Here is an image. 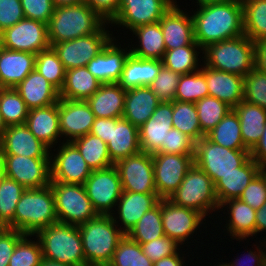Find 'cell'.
Wrapping results in <instances>:
<instances>
[{"instance_id":"cell-13","label":"cell","mask_w":266,"mask_h":266,"mask_svg":"<svg viewBox=\"0 0 266 266\" xmlns=\"http://www.w3.org/2000/svg\"><path fill=\"white\" fill-rule=\"evenodd\" d=\"M3 48L37 54L50 48L47 24L23 18L1 32Z\"/></svg>"},{"instance_id":"cell-47","label":"cell","mask_w":266,"mask_h":266,"mask_svg":"<svg viewBox=\"0 0 266 266\" xmlns=\"http://www.w3.org/2000/svg\"><path fill=\"white\" fill-rule=\"evenodd\" d=\"M35 69L60 92L65 82L66 69L52 47L36 54Z\"/></svg>"},{"instance_id":"cell-33","label":"cell","mask_w":266,"mask_h":266,"mask_svg":"<svg viewBox=\"0 0 266 266\" xmlns=\"http://www.w3.org/2000/svg\"><path fill=\"white\" fill-rule=\"evenodd\" d=\"M227 208V218L229 219L225 225L227 233L230 238L238 239L239 242L248 237L255 236V215L254 210L250 205L246 204L242 200L230 199L220 204L219 209ZM229 209V210H228ZM228 227V228H227Z\"/></svg>"},{"instance_id":"cell-70","label":"cell","mask_w":266,"mask_h":266,"mask_svg":"<svg viewBox=\"0 0 266 266\" xmlns=\"http://www.w3.org/2000/svg\"><path fill=\"white\" fill-rule=\"evenodd\" d=\"M5 129H6V125L4 124V122L2 120V116H1V112H0V137L3 135Z\"/></svg>"},{"instance_id":"cell-58","label":"cell","mask_w":266,"mask_h":266,"mask_svg":"<svg viewBox=\"0 0 266 266\" xmlns=\"http://www.w3.org/2000/svg\"><path fill=\"white\" fill-rule=\"evenodd\" d=\"M24 235L18 230L0 227V266H9L16 244Z\"/></svg>"},{"instance_id":"cell-41","label":"cell","mask_w":266,"mask_h":266,"mask_svg":"<svg viewBox=\"0 0 266 266\" xmlns=\"http://www.w3.org/2000/svg\"><path fill=\"white\" fill-rule=\"evenodd\" d=\"M244 34L253 42L266 38V0H242Z\"/></svg>"},{"instance_id":"cell-64","label":"cell","mask_w":266,"mask_h":266,"mask_svg":"<svg viewBox=\"0 0 266 266\" xmlns=\"http://www.w3.org/2000/svg\"><path fill=\"white\" fill-rule=\"evenodd\" d=\"M180 252H178L177 254L168 256V257H164L156 262L153 263V266H186L184 263V254L183 257H181L182 255H179ZM184 261V262H183Z\"/></svg>"},{"instance_id":"cell-63","label":"cell","mask_w":266,"mask_h":266,"mask_svg":"<svg viewBox=\"0 0 266 266\" xmlns=\"http://www.w3.org/2000/svg\"><path fill=\"white\" fill-rule=\"evenodd\" d=\"M255 68L266 74V38L254 42Z\"/></svg>"},{"instance_id":"cell-37","label":"cell","mask_w":266,"mask_h":266,"mask_svg":"<svg viewBox=\"0 0 266 266\" xmlns=\"http://www.w3.org/2000/svg\"><path fill=\"white\" fill-rule=\"evenodd\" d=\"M138 39L130 53L141 59L162 60L166 52L163 33L160 22L139 26L131 31Z\"/></svg>"},{"instance_id":"cell-25","label":"cell","mask_w":266,"mask_h":266,"mask_svg":"<svg viewBox=\"0 0 266 266\" xmlns=\"http://www.w3.org/2000/svg\"><path fill=\"white\" fill-rule=\"evenodd\" d=\"M209 96L215 97L234 108L243 100L244 77L202 65Z\"/></svg>"},{"instance_id":"cell-51","label":"cell","mask_w":266,"mask_h":266,"mask_svg":"<svg viewBox=\"0 0 266 266\" xmlns=\"http://www.w3.org/2000/svg\"><path fill=\"white\" fill-rule=\"evenodd\" d=\"M243 100L266 110V74L253 68L244 77Z\"/></svg>"},{"instance_id":"cell-26","label":"cell","mask_w":266,"mask_h":266,"mask_svg":"<svg viewBox=\"0 0 266 266\" xmlns=\"http://www.w3.org/2000/svg\"><path fill=\"white\" fill-rule=\"evenodd\" d=\"M109 157L117 161L141 152L139 128L124 118H111L110 141L107 143Z\"/></svg>"},{"instance_id":"cell-22","label":"cell","mask_w":266,"mask_h":266,"mask_svg":"<svg viewBox=\"0 0 266 266\" xmlns=\"http://www.w3.org/2000/svg\"><path fill=\"white\" fill-rule=\"evenodd\" d=\"M116 40L113 37L103 50L86 65V68L102 84L119 82L127 57L131 54L130 49L121 48V44L119 46Z\"/></svg>"},{"instance_id":"cell-2","label":"cell","mask_w":266,"mask_h":266,"mask_svg":"<svg viewBox=\"0 0 266 266\" xmlns=\"http://www.w3.org/2000/svg\"><path fill=\"white\" fill-rule=\"evenodd\" d=\"M112 215H98L78 226L88 266H107L125 233Z\"/></svg>"},{"instance_id":"cell-20","label":"cell","mask_w":266,"mask_h":266,"mask_svg":"<svg viewBox=\"0 0 266 266\" xmlns=\"http://www.w3.org/2000/svg\"><path fill=\"white\" fill-rule=\"evenodd\" d=\"M173 104L160 102L152 116L139 128L141 152L157 153L172 127Z\"/></svg>"},{"instance_id":"cell-49","label":"cell","mask_w":266,"mask_h":266,"mask_svg":"<svg viewBox=\"0 0 266 266\" xmlns=\"http://www.w3.org/2000/svg\"><path fill=\"white\" fill-rule=\"evenodd\" d=\"M206 96H209V91L205 74L201 70L181 75L175 93V100L196 103Z\"/></svg>"},{"instance_id":"cell-1","label":"cell","mask_w":266,"mask_h":266,"mask_svg":"<svg viewBox=\"0 0 266 266\" xmlns=\"http://www.w3.org/2000/svg\"><path fill=\"white\" fill-rule=\"evenodd\" d=\"M196 10L192 15L194 38L201 49L244 35L242 0L202 4Z\"/></svg>"},{"instance_id":"cell-40","label":"cell","mask_w":266,"mask_h":266,"mask_svg":"<svg viewBox=\"0 0 266 266\" xmlns=\"http://www.w3.org/2000/svg\"><path fill=\"white\" fill-rule=\"evenodd\" d=\"M200 48L195 41L191 45L166 50L162 58L163 66L180 75L196 72L201 69L199 66H202L198 63V56L201 53L199 51H203Z\"/></svg>"},{"instance_id":"cell-8","label":"cell","mask_w":266,"mask_h":266,"mask_svg":"<svg viewBox=\"0 0 266 266\" xmlns=\"http://www.w3.org/2000/svg\"><path fill=\"white\" fill-rule=\"evenodd\" d=\"M250 158L248 149H229L210 141L206 136L195 143L194 163L215 184L224 175L237 171Z\"/></svg>"},{"instance_id":"cell-12","label":"cell","mask_w":266,"mask_h":266,"mask_svg":"<svg viewBox=\"0 0 266 266\" xmlns=\"http://www.w3.org/2000/svg\"><path fill=\"white\" fill-rule=\"evenodd\" d=\"M195 155L153 153L155 188L161 199H168L180 186L194 164Z\"/></svg>"},{"instance_id":"cell-7","label":"cell","mask_w":266,"mask_h":266,"mask_svg":"<svg viewBox=\"0 0 266 266\" xmlns=\"http://www.w3.org/2000/svg\"><path fill=\"white\" fill-rule=\"evenodd\" d=\"M173 204L201 213L219 210L212 179L195 163L186 173L180 186L168 198Z\"/></svg>"},{"instance_id":"cell-34","label":"cell","mask_w":266,"mask_h":266,"mask_svg":"<svg viewBox=\"0 0 266 266\" xmlns=\"http://www.w3.org/2000/svg\"><path fill=\"white\" fill-rule=\"evenodd\" d=\"M162 66V60L141 59L130 54L118 84L125 90L149 86L157 77Z\"/></svg>"},{"instance_id":"cell-73","label":"cell","mask_w":266,"mask_h":266,"mask_svg":"<svg viewBox=\"0 0 266 266\" xmlns=\"http://www.w3.org/2000/svg\"><path fill=\"white\" fill-rule=\"evenodd\" d=\"M2 48H3V45H2V35L0 33V51H1Z\"/></svg>"},{"instance_id":"cell-69","label":"cell","mask_w":266,"mask_h":266,"mask_svg":"<svg viewBox=\"0 0 266 266\" xmlns=\"http://www.w3.org/2000/svg\"><path fill=\"white\" fill-rule=\"evenodd\" d=\"M197 2L195 3H198L197 4V7L198 5H202V4H207V3H214V2H223V1H227V0H196Z\"/></svg>"},{"instance_id":"cell-66","label":"cell","mask_w":266,"mask_h":266,"mask_svg":"<svg viewBox=\"0 0 266 266\" xmlns=\"http://www.w3.org/2000/svg\"><path fill=\"white\" fill-rule=\"evenodd\" d=\"M85 0H52L55 7L63 5H76L84 3Z\"/></svg>"},{"instance_id":"cell-57","label":"cell","mask_w":266,"mask_h":266,"mask_svg":"<svg viewBox=\"0 0 266 266\" xmlns=\"http://www.w3.org/2000/svg\"><path fill=\"white\" fill-rule=\"evenodd\" d=\"M25 17L20 0H0V33Z\"/></svg>"},{"instance_id":"cell-4","label":"cell","mask_w":266,"mask_h":266,"mask_svg":"<svg viewBox=\"0 0 266 266\" xmlns=\"http://www.w3.org/2000/svg\"><path fill=\"white\" fill-rule=\"evenodd\" d=\"M57 222L50 184L42 188L26 189L15 209L14 229L23 234L35 235Z\"/></svg>"},{"instance_id":"cell-14","label":"cell","mask_w":266,"mask_h":266,"mask_svg":"<svg viewBox=\"0 0 266 266\" xmlns=\"http://www.w3.org/2000/svg\"><path fill=\"white\" fill-rule=\"evenodd\" d=\"M122 190L136 193H157L152 154L139 152L117 161Z\"/></svg>"},{"instance_id":"cell-53","label":"cell","mask_w":266,"mask_h":266,"mask_svg":"<svg viewBox=\"0 0 266 266\" xmlns=\"http://www.w3.org/2000/svg\"><path fill=\"white\" fill-rule=\"evenodd\" d=\"M240 200L258 210L266 203V170H261L244 189Z\"/></svg>"},{"instance_id":"cell-39","label":"cell","mask_w":266,"mask_h":266,"mask_svg":"<svg viewBox=\"0 0 266 266\" xmlns=\"http://www.w3.org/2000/svg\"><path fill=\"white\" fill-rule=\"evenodd\" d=\"M206 137L213 143L232 150L247 149L242 140L239 117L234 109L229 111Z\"/></svg>"},{"instance_id":"cell-43","label":"cell","mask_w":266,"mask_h":266,"mask_svg":"<svg viewBox=\"0 0 266 266\" xmlns=\"http://www.w3.org/2000/svg\"><path fill=\"white\" fill-rule=\"evenodd\" d=\"M126 235L137 243H147L165 235L161 216V199Z\"/></svg>"},{"instance_id":"cell-45","label":"cell","mask_w":266,"mask_h":266,"mask_svg":"<svg viewBox=\"0 0 266 266\" xmlns=\"http://www.w3.org/2000/svg\"><path fill=\"white\" fill-rule=\"evenodd\" d=\"M0 112L7 127L25 124L29 109L14 88H6L0 98Z\"/></svg>"},{"instance_id":"cell-5","label":"cell","mask_w":266,"mask_h":266,"mask_svg":"<svg viewBox=\"0 0 266 266\" xmlns=\"http://www.w3.org/2000/svg\"><path fill=\"white\" fill-rule=\"evenodd\" d=\"M204 65L245 77L255 67L254 42L245 34L207 45L202 51Z\"/></svg>"},{"instance_id":"cell-72","label":"cell","mask_w":266,"mask_h":266,"mask_svg":"<svg viewBox=\"0 0 266 266\" xmlns=\"http://www.w3.org/2000/svg\"><path fill=\"white\" fill-rule=\"evenodd\" d=\"M215 266H230V265L228 264V262H226V263L222 262V264L218 263V265L215 264Z\"/></svg>"},{"instance_id":"cell-35","label":"cell","mask_w":266,"mask_h":266,"mask_svg":"<svg viewBox=\"0 0 266 266\" xmlns=\"http://www.w3.org/2000/svg\"><path fill=\"white\" fill-rule=\"evenodd\" d=\"M239 117L240 131L245 147L251 151L259 142L266 124V110L242 100L233 108Z\"/></svg>"},{"instance_id":"cell-15","label":"cell","mask_w":266,"mask_h":266,"mask_svg":"<svg viewBox=\"0 0 266 266\" xmlns=\"http://www.w3.org/2000/svg\"><path fill=\"white\" fill-rule=\"evenodd\" d=\"M176 0H122L116 17L109 23L129 29L159 22Z\"/></svg>"},{"instance_id":"cell-48","label":"cell","mask_w":266,"mask_h":266,"mask_svg":"<svg viewBox=\"0 0 266 266\" xmlns=\"http://www.w3.org/2000/svg\"><path fill=\"white\" fill-rule=\"evenodd\" d=\"M107 266H153V262L143 253L141 245L125 234Z\"/></svg>"},{"instance_id":"cell-18","label":"cell","mask_w":266,"mask_h":266,"mask_svg":"<svg viewBox=\"0 0 266 266\" xmlns=\"http://www.w3.org/2000/svg\"><path fill=\"white\" fill-rule=\"evenodd\" d=\"M161 216L165 236L180 245L188 242L206 220L201 213L177 206L168 199H161Z\"/></svg>"},{"instance_id":"cell-23","label":"cell","mask_w":266,"mask_h":266,"mask_svg":"<svg viewBox=\"0 0 266 266\" xmlns=\"http://www.w3.org/2000/svg\"><path fill=\"white\" fill-rule=\"evenodd\" d=\"M166 50L191 45L195 42L192 15L184 13L177 1L160 19Z\"/></svg>"},{"instance_id":"cell-3","label":"cell","mask_w":266,"mask_h":266,"mask_svg":"<svg viewBox=\"0 0 266 266\" xmlns=\"http://www.w3.org/2000/svg\"><path fill=\"white\" fill-rule=\"evenodd\" d=\"M106 22L85 2L54 8L47 24L50 46L96 33Z\"/></svg>"},{"instance_id":"cell-71","label":"cell","mask_w":266,"mask_h":266,"mask_svg":"<svg viewBox=\"0 0 266 266\" xmlns=\"http://www.w3.org/2000/svg\"><path fill=\"white\" fill-rule=\"evenodd\" d=\"M5 89H6V87L0 83V98H1V95Z\"/></svg>"},{"instance_id":"cell-11","label":"cell","mask_w":266,"mask_h":266,"mask_svg":"<svg viewBox=\"0 0 266 266\" xmlns=\"http://www.w3.org/2000/svg\"><path fill=\"white\" fill-rule=\"evenodd\" d=\"M83 185L97 214L112 215L123 192L117 168L93 170Z\"/></svg>"},{"instance_id":"cell-50","label":"cell","mask_w":266,"mask_h":266,"mask_svg":"<svg viewBox=\"0 0 266 266\" xmlns=\"http://www.w3.org/2000/svg\"><path fill=\"white\" fill-rule=\"evenodd\" d=\"M32 236L25 234L18 241L10 257L9 266H39L41 264L43 259L41 244L38 238L37 241H32Z\"/></svg>"},{"instance_id":"cell-59","label":"cell","mask_w":266,"mask_h":266,"mask_svg":"<svg viewBox=\"0 0 266 266\" xmlns=\"http://www.w3.org/2000/svg\"><path fill=\"white\" fill-rule=\"evenodd\" d=\"M122 0H85L106 23H110L117 15Z\"/></svg>"},{"instance_id":"cell-16","label":"cell","mask_w":266,"mask_h":266,"mask_svg":"<svg viewBox=\"0 0 266 266\" xmlns=\"http://www.w3.org/2000/svg\"><path fill=\"white\" fill-rule=\"evenodd\" d=\"M60 145L57 153L50 152L51 181L83 185L92 170L72 142Z\"/></svg>"},{"instance_id":"cell-44","label":"cell","mask_w":266,"mask_h":266,"mask_svg":"<svg viewBox=\"0 0 266 266\" xmlns=\"http://www.w3.org/2000/svg\"><path fill=\"white\" fill-rule=\"evenodd\" d=\"M26 188L17 181L5 177L0 183V227L14 229L17 203Z\"/></svg>"},{"instance_id":"cell-31","label":"cell","mask_w":266,"mask_h":266,"mask_svg":"<svg viewBox=\"0 0 266 266\" xmlns=\"http://www.w3.org/2000/svg\"><path fill=\"white\" fill-rule=\"evenodd\" d=\"M260 166L250 157L237 171L230 172L215 184L219 205L226 200L238 199L251 180L261 171Z\"/></svg>"},{"instance_id":"cell-6","label":"cell","mask_w":266,"mask_h":266,"mask_svg":"<svg viewBox=\"0 0 266 266\" xmlns=\"http://www.w3.org/2000/svg\"><path fill=\"white\" fill-rule=\"evenodd\" d=\"M33 236L40 241L43 258L71 266H88L78 226L57 222Z\"/></svg>"},{"instance_id":"cell-32","label":"cell","mask_w":266,"mask_h":266,"mask_svg":"<svg viewBox=\"0 0 266 266\" xmlns=\"http://www.w3.org/2000/svg\"><path fill=\"white\" fill-rule=\"evenodd\" d=\"M126 90L118 83L101 84L87 100L95 118H122Z\"/></svg>"},{"instance_id":"cell-38","label":"cell","mask_w":266,"mask_h":266,"mask_svg":"<svg viewBox=\"0 0 266 266\" xmlns=\"http://www.w3.org/2000/svg\"><path fill=\"white\" fill-rule=\"evenodd\" d=\"M72 143L78 148L92 171L114 165L109 157L107 144L101 138L88 133L74 139Z\"/></svg>"},{"instance_id":"cell-24","label":"cell","mask_w":266,"mask_h":266,"mask_svg":"<svg viewBox=\"0 0 266 266\" xmlns=\"http://www.w3.org/2000/svg\"><path fill=\"white\" fill-rule=\"evenodd\" d=\"M160 199L157 193L123 191L116 205L118 208H114L118 214L112 213L113 220L117 225L118 222L121 223L119 228L127 234L147 211L160 202Z\"/></svg>"},{"instance_id":"cell-61","label":"cell","mask_w":266,"mask_h":266,"mask_svg":"<svg viewBox=\"0 0 266 266\" xmlns=\"http://www.w3.org/2000/svg\"><path fill=\"white\" fill-rule=\"evenodd\" d=\"M111 118H95L90 134L101 138L106 144L110 141Z\"/></svg>"},{"instance_id":"cell-17","label":"cell","mask_w":266,"mask_h":266,"mask_svg":"<svg viewBox=\"0 0 266 266\" xmlns=\"http://www.w3.org/2000/svg\"><path fill=\"white\" fill-rule=\"evenodd\" d=\"M6 177L26 189L42 188L50 184V158H31L22 155H2Z\"/></svg>"},{"instance_id":"cell-56","label":"cell","mask_w":266,"mask_h":266,"mask_svg":"<svg viewBox=\"0 0 266 266\" xmlns=\"http://www.w3.org/2000/svg\"><path fill=\"white\" fill-rule=\"evenodd\" d=\"M25 18L48 24L54 13L52 0H20Z\"/></svg>"},{"instance_id":"cell-30","label":"cell","mask_w":266,"mask_h":266,"mask_svg":"<svg viewBox=\"0 0 266 266\" xmlns=\"http://www.w3.org/2000/svg\"><path fill=\"white\" fill-rule=\"evenodd\" d=\"M159 103L149 86L128 89L122 118L140 128L152 116Z\"/></svg>"},{"instance_id":"cell-28","label":"cell","mask_w":266,"mask_h":266,"mask_svg":"<svg viewBox=\"0 0 266 266\" xmlns=\"http://www.w3.org/2000/svg\"><path fill=\"white\" fill-rule=\"evenodd\" d=\"M25 125L49 149L61 138L58 103L29 110Z\"/></svg>"},{"instance_id":"cell-10","label":"cell","mask_w":266,"mask_h":266,"mask_svg":"<svg viewBox=\"0 0 266 266\" xmlns=\"http://www.w3.org/2000/svg\"><path fill=\"white\" fill-rule=\"evenodd\" d=\"M105 23L96 33L54 44L52 48L66 70L86 66L113 38Z\"/></svg>"},{"instance_id":"cell-29","label":"cell","mask_w":266,"mask_h":266,"mask_svg":"<svg viewBox=\"0 0 266 266\" xmlns=\"http://www.w3.org/2000/svg\"><path fill=\"white\" fill-rule=\"evenodd\" d=\"M35 60L36 54L2 48L0 51V83L6 88H15L35 69Z\"/></svg>"},{"instance_id":"cell-36","label":"cell","mask_w":266,"mask_h":266,"mask_svg":"<svg viewBox=\"0 0 266 266\" xmlns=\"http://www.w3.org/2000/svg\"><path fill=\"white\" fill-rule=\"evenodd\" d=\"M101 82L86 66L66 70L65 82L59 98L87 101L101 86Z\"/></svg>"},{"instance_id":"cell-19","label":"cell","mask_w":266,"mask_h":266,"mask_svg":"<svg viewBox=\"0 0 266 266\" xmlns=\"http://www.w3.org/2000/svg\"><path fill=\"white\" fill-rule=\"evenodd\" d=\"M58 113L61 137L64 135L66 142L90 133L95 115L87 101L59 98Z\"/></svg>"},{"instance_id":"cell-27","label":"cell","mask_w":266,"mask_h":266,"mask_svg":"<svg viewBox=\"0 0 266 266\" xmlns=\"http://www.w3.org/2000/svg\"><path fill=\"white\" fill-rule=\"evenodd\" d=\"M14 89L29 110L46 107L59 101V91L36 69L31 71Z\"/></svg>"},{"instance_id":"cell-9","label":"cell","mask_w":266,"mask_h":266,"mask_svg":"<svg viewBox=\"0 0 266 266\" xmlns=\"http://www.w3.org/2000/svg\"><path fill=\"white\" fill-rule=\"evenodd\" d=\"M59 223L79 226L98 216L84 185L50 181Z\"/></svg>"},{"instance_id":"cell-68","label":"cell","mask_w":266,"mask_h":266,"mask_svg":"<svg viewBox=\"0 0 266 266\" xmlns=\"http://www.w3.org/2000/svg\"><path fill=\"white\" fill-rule=\"evenodd\" d=\"M5 177H6V175H5V165H4V160H3L2 153L0 151V183Z\"/></svg>"},{"instance_id":"cell-60","label":"cell","mask_w":266,"mask_h":266,"mask_svg":"<svg viewBox=\"0 0 266 266\" xmlns=\"http://www.w3.org/2000/svg\"><path fill=\"white\" fill-rule=\"evenodd\" d=\"M261 242V243H260ZM260 245L262 246H257L254 247L257 250L256 251H251V250H247L248 254L245 255L247 258H245V260L239 259V257L237 259H235L233 262H229L228 264L230 266H262L265 262L266 259V241L264 240L263 242L259 241ZM263 243V244H262ZM264 246V247H263ZM263 248V249H262ZM265 250V251H264ZM244 256V255H243ZM243 258V259H244ZM239 260V261H238ZM249 261V262H248ZM248 263V264H247ZM253 264V265H252Z\"/></svg>"},{"instance_id":"cell-55","label":"cell","mask_w":266,"mask_h":266,"mask_svg":"<svg viewBox=\"0 0 266 266\" xmlns=\"http://www.w3.org/2000/svg\"><path fill=\"white\" fill-rule=\"evenodd\" d=\"M157 153L195 155V142L178 129L172 128L166 137V144Z\"/></svg>"},{"instance_id":"cell-65","label":"cell","mask_w":266,"mask_h":266,"mask_svg":"<svg viewBox=\"0 0 266 266\" xmlns=\"http://www.w3.org/2000/svg\"><path fill=\"white\" fill-rule=\"evenodd\" d=\"M266 230V203L256 210L255 215V236L259 234V232H263ZM266 241V237L264 239Z\"/></svg>"},{"instance_id":"cell-52","label":"cell","mask_w":266,"mask_h":266,"mask_svg":"<svg viewBox=\"0 0 266 266\" xmlns=\"http://www.w3.org/2000/svg\"><path fill=\"white\" fill-rule=\"evenodd\" d=\"M181 75L162 66L155 80L149 85L160 102H173Z\"/></svg>"},{"instance_id":"cell-46","label":"cell","mask_w":266,"mask_h":266,"mask_svg":"<svg viewBox=\"0 0 266 266\" xmlns=\"http://www.w3.org/2000/svg\"><path fill=\"white\" fill-rule=\"evenodd\" d=\"M201 131L206 135L233 108L212 96H206L195 103Z\"/></svg>"},{"instance_id":"cell-21","label":"cell","mask_w":266,"mask_h":266,"mask_svg":"<svg viewBox=\"0 0 266 266\" xmlns=\"http://www.w3.org/2000/svg\"><path fill=\"white\" fill-rule=\"evenodd\" d=\"M2 155H22L31 158H50V150L23 125L7 126L0 137Z\"/></svg>"},{"instance_id":"cell-54","label":"cell","mask_w":266,"mask_h":266,"mask_svg":"<svg viewBox=\"0 0 266 266\" xmlns=\"http://www.w3.org/2000/svg\"><path fill=\"white\" fill-rule=\"evenodd\" d=\"M139 244L141 245L143 253L153 263L164 257L177 254L181 248L180 244L165 235L150 242Z\"/></svg>"},{"instance_id":"cell-62","label":"cell","mask_w":266,"mask_h":266,"mask_svg":"<svg viewBox=\"0 0 266 266\" xmlns=\"http://www.w3.org/2000/svg\"><path fill=\"white\" fill-rule=\"evenodd\" d=\"M264 132L256 146L250 151V157L260 166L262 170H266V124Z\"/></svg>"},{"instance_id":"cell-67","label":"cell","mask_w":266,"mask_h":266,"mask_svg":"<svg viewBox=\"0 0 266 266\" xmlns=\"http://www.w3.org/2000/svg\"><path fill=\"white\" fill-rule=\"evenodd\" d=\"M39 266H71L67 264H63L61 262L53 261L47 258H43L41 264Z\"/></svg>"},{"instance_id":"cell-42","label":"cell","mask_w":266,"mask_h":266,"mask_svg":"<svg viewBox=\"0 0 266 266\" xmlns=\"http://www.w3.org/2000/svg\"><path fill=\"white\" fill-rule=\"evenodd\" d=\"M173 115H172V127L178 129L188 137H190L195 143L206 136L201 131L199 118L195 103L193 102H180L174 100Z\"/></svg>"}]
</instances>
